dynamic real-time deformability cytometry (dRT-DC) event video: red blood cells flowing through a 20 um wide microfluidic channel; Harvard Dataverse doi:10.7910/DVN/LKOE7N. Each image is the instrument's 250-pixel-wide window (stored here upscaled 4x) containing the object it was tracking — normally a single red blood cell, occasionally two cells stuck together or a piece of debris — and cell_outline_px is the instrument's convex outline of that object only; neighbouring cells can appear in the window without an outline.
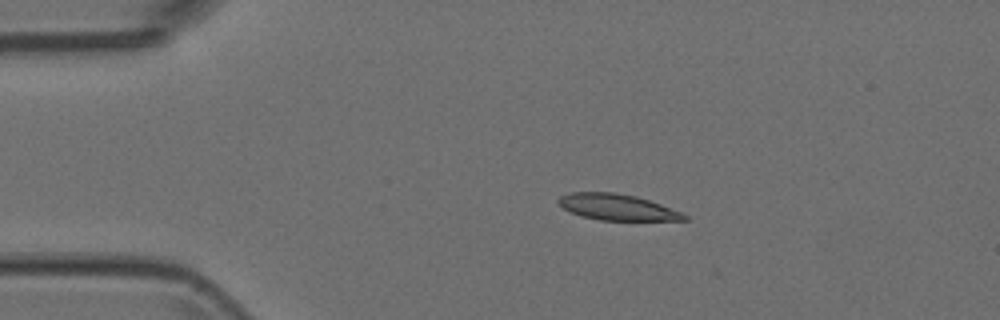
{"species": "Egyptian fruit bat (a non-hibernating species)", "species_latin": "Rousettus aegyptiacus", "temperature_condition": "room temperature", "stored_images_in_passage": 5, "camera_frame_rate_fps": 3000, "um_per_image_px": 0.085, "animal": {"sex": "female"}, "frame": {"image": 1, "passage_image": 3, "time_ms": 0.667, "image_size_px": [1000, 320], "cell_outline_px": [[688, 220], [600, 220], [580, 216], [564, 208], [556, 200], [560, 196], [568, 192], [616, 192], [636, 196], [684, 212], [688, 216]], "centroid_in_image_um": [52.47, 17.6], "position_along_channel_um": 32.5, "area_um2": 19.19}}
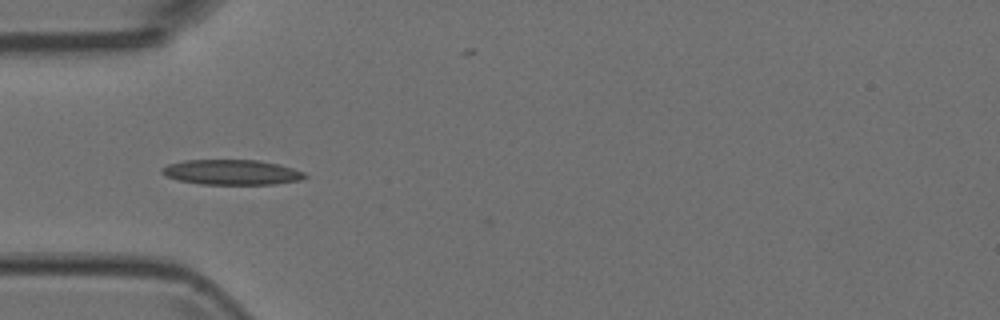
{"frame": {"image": 2, "passage_image": 5, "time_ms": 1.333, "image_size_px": [1000, 320], "cell_outline_px": [[308, 176], [300, 180], [276, 184], [200, 184], [176, 180], [164, 176], [160, 172], [160, 168], [168, 164], [184, 160], [260, 160], [292, 168], [304, 172]], "centroid_in_image_um": [19.64, 14.64], "position_along_channel_um": 65.4, "area_um2": 21.04}}